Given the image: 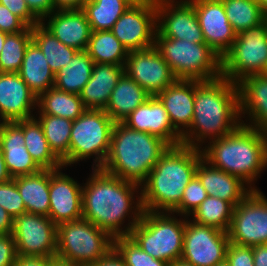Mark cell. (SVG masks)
Masks as SVG:
<instances>
[{"instance_id": "cell-1", "label": "cell", "mask_w": 267, "mask_h": 266, "mask_svg": "<svg viewBox=\"0 0 267 266\" xmlns=\"http://www.w3.org/2000/svg\"><path fill=\"white\" fill-rule=\"evenodd\" d=\"M139 186L101 169H93V174L82 189V218L108 232L113 238L129 236L143 213L141 196H136L137 202L133 200L134 192H139L136 191ZM128 212L134 216L132 222L122 230L124 218L127 215L130 217Z\"/></svg>"}, {"instance_id": "cell-2", "label": "cell", "mask_w": 267, "mask_h": 266, "mask_svg": "<svg viewBox=\"0 0 267 266\" xmlns=\"http://www.w3.org/2000/svg\"><path fill=\"white\" fill-rule=\"evenodd\" d=\"M240 118L236 83L224 77L194 80V114L190 128L181 137V144L201 149L198 143L207 137L212 141L233 132L244 122Z\"/></svg>"}, {"instance_id": "cell-3", "label": "cell", "mask_w": 267, "mask_h": 266, "mask_svg": "<svg viewBox=\"0 0 267 266\" xmlns=\"http://www.w3.org/2000/svg\"><path fill=\"white\" fill-rule=\"evenodd\" d=\"M202 158L201 149L169 146L140 186L143 211L173 212Z\"/></svg>"}, {"instance_id": "cell-4", "label": "cell", "mask_w": 267, "mask_h": 266, "mask_svg": "<svg viewBox=\"0 0 267 266\" xmlns=\"http://www.w3.org/2000/svg\"><path fill=\"white\" fill-rule=\"evenodd\" d=\"M201 152L208 164L239 177L256 190L252 182L267 168V134L241 124L230 134L210 141Z\"/></svg>"}, {"instance_id": "cell-5", "label": "cell", "mask_w": 267, "mask_h": 266, "mask_svg": "<svg viewBox=\"0 0 267 266\" xmlns=\"http://www.w3.org/2000/svg\"><path fill=\"white\" fill-rule=\"evenodd\" d=\"M169 145L159 137L116 122L110 150L101 170L141 185Z\"/></svg>"}, {"instance_id": "cell-6", "label": "cell", "mask_w": 267, "mask_h": 266, "mask_svg": "<svg viewBox=\"0 0 267 266\" xmlns=\"http://www.w3.org/2000/svg\"><path fill=\"white\" fill-rule=\"evenodd\" d=\"M155 47L178 79L211 81L222 77V58L206 43L167 38L156 30Z\"/></svg>"}, {"instance_id": "cell-7", "label": "cell", "mask_w": 267, "mask_h": 266, "mask_svg": "<svg viewBox=\"0 0 267 266\" xmlns=\"http://www.w3.org/2000/svg\"><path fill=\"white\" fill-rule=\"evenodd\" d=\"M168 213V214H167ZM172 212L143 211L129 237L147 254L169 264L181 259L186 218L172 217Z\"/></svg>"}, {"instance_id": "cell-8", "label": "cell", "mask_w": 267, "mask_h": 266, "mask_svg": "<svg viewBox=\"0 0 267 266\" xmlns=\"http://www.w3.org/2000/svg\"><path fill=\"white\" fill-rule=\"evenodd\" d=\"M114 248V238L91 222L80 219L57 225L56 257L89 266Z\"/></svg>"}, {"instance_id": "cell-9", "label": "cell", "mask_w": 267, "mask_h": 266, "mask_svg": "<svg viewBox=\"0 0 267 266\" xmlns=\"http://www.w3.org/2000/svg\"><path fill=\"white\" fill-rule=\"evenodd\" d=\"M114 124L115 122L104 110H86L73 120L69 165L95 155L93 169H101L110 150Z\"/></svg>"}, {"instance_id": "cell-10", "label": "cell", "mask_w": 267, "mask_h": 266, "mask_svg": "<svg viewBox=\"0 0 267 266\" xmlns=\"http://www.w3.org/2000/svg\"><path fill=\"white\" fill-rule=\"evenodd\" d=\"M267 64V21L237 34L222 57V77L238 83L244 77L261 74Z\"/></svg>"}, {"instance_id": "cell-11", "label": "cell", "mask_w": 267, "mask_h": 266, "mask_svg": "<svg viewBox=\"0 0 267 266\" xmlns=\"http://www.w3.org/2000/svg\"><path fill=\"white\" fill-rule=\"evenodd\" d=\"M252 190L234 207L227 231L230 243L253 247L267 244V198Z\"/></svg>"}, {"instance_id": "cell-12", "label": "cell", "mask_w": 267, "mask_h": 266, "mask_svg": "<svg viewBox=\"0 0 267 266\" xmlns=\"http://www.w3.org/2000/svg\"><path fill=\"white\" fill-rule=\"evenodd\" d=\"M227 232L186 220L181 259L194 266H215L226 260Z\"/></svg>"}, {"instance_id": "cell-13", "label": "cell", "mask_w": 267, "mask_h": 266, "mask_svg": "<svg viewBox=\"0 0 267 266\" xmlns=\"http://www.w3.org/2000/svg\"><path fill=\"white\" fill-rule=\"evenodd\" d=\"M12 236L17 254L56 257L57 225L48 216L28 212L17 216Z\"/></svg>"}, {"instance_id": "cell-14", "label": "cell", "mask_w": 267, "mask_h": 266, "mask_svg": "<svg viewBox=\"0 0 267 266\" xmlns=\"http://www.w3.org/2000/svg\"><path fill=\"white\" fill-rule=\"evenodd\" d=\"M156 30V0H147L129 6L110 31L130 52L155 46Z\"/></svg>"}, {"instance_id": "cell-15", "label": "cell", "mask_w": 267, "mask_h": 266, "mask_svg": "<svg viewBox=\"0 0 267 266\" xmlns=\"http://www.w3.org/2000/svg\"><path fill=\"white\" fill-rule=\"evenodd\" d=\"M124 73L151 96H157L178 79L155 46L130 51Z\"/></svg>"}, {"instance_id": "cell-16", "label": "cell", "mask_w": 267, "mask_h": 266, "mask_svg": "<svg viewBox=\"0 0 267 266\" xmlns=\"http://www.w3.org/2000/svg\"><path fill=\"white\" fill-rule=\"evenodd\" d=\"M156 27L167 38L205 43L194 6L188 0H156Z\"/></svg>"}, {"instance_id": "cell-17", "label": "cell", "mask_w": 267, "mask_h": 266, "mask_svg": "<svg viewBox=\"0 0 267 266\" xmlns=\"http://www.w3.org/2000/svg\"><path fill=\"white\" fill-rule=\"evenodd\" d=\"M188 1L194 6L205 43L222 58L237 37L227 19L222 0Z\"/></svg>"}, {"instance_id": "cell-18", "label": "cell", "mask_w": 267, "mask_h": 266, "mask_svg": "<svg viewBox=\"0 0 267 266\" xmlns=\"http://www.w3.org/2000/svg\"><path fill=\"white\" fill-rule=\"evenodd\" d=\"M50 170V209L48 217L56 224L82 219V189L73 178Z\"/></svg>"}, {"instance_id": "cell-19", "label": "cell", "mask_w": 267, "mask_h": 266, "mask_svg": "<svg viewBox=\"0 0 267 266\" xmlns=\"http://www.w3.org/2000/svg\"><path fill=\"white\" fill-rule=\"evenodd\" d=\"M123 123L131 129L159 137L169 146L181 144L182 136L173 128L168 112L157 96H151L137 107Z\"/></svg>"}, {"instance_id": "cell-20", "label": "cell", "mask_w": 267, "mask_h": 266, "mask_svg": "<svg viewBox=\"0 0 267 266\" xmlns=\"http://www.w3.org/2000/svg\"><path fill=\"white\" fill-rule=\"evenodd\" d=\"M0 147L12 178L36 174L42 170L25 147L23 120L0 122Z\"/></svg>"}, {"instance_id": "cell-21", "label": "cell", "mask_w": 267, "mask_h": 266, "mask_svg": "<svg viewBox=\"0 0 267 266\" xmlns=\"http://www.w3.org/2000/svg\"><path fill=\"white\" fill-rule=\"evenodd\" d=\"M37 99L18 73H0V119L2 122L33 118L31 110L36 108Z\"/></svg>"}, {"instance_id": "cell-22", "label": "cell", "mask_w": 267, "mask_h": 266, "mask_svg": "<svg viewBox=\"0 0 267 266\" xmlns=\"http://www.w3.org/2000/svg\"><path fill=\"white\" fill-rule=\"evenodd\" d=\"M45 18L49 20L42 25L61 43L77 51L87 49L92 30L82 9L55 10Z\"/></svg>"}, {"instance_id": "cell-23", "label": "cell", "mask_w": 267, "mask_h": 266, "mask_svg": "<svg viewBox=\"0 0 267 266\" xmlns=\"http://www.w3.org/2000/svg\"><path fill=\"white\" fill-rule=\"evenodd\" d=\"M157 97L168 112L173 128L183 136L190 128L194 114V80L177 79Z\"/></svg>"}, {"instance_id": "cell-24", "label": "cell", "mask_w": 267, "mask_h": 266, "mask_svg": "<svg viewBox=\"0 0 267 266\" xmlns=\"http://www.w3.org/2000/svg\"><path fill=\"white\" fill-rule=\"evenodd\" d=\"M237 85L240 115L246 113L251 118V124H242L267 134V77L261 74L250 75L244 77Z\"/></svg>"}, {"instance_id": "cell-25", "label": "cell", "mask_w": 267, "mask_h": 266, "mask_svg": "<svg viewBox=\"0 0 267 266\" xmlns=\"http://www.w3.org/2000/svg\"><path fill=\"white\" fill-rule=\"evenodd\" d=\"M196 176L207 195L228 201L234 207L252 191L239 177L211 166L203 158L198 163Z\"/></svg>"}, {"instance_id": "cell-26", "label": "cell", "mask_w": 267, "mask_h": 266, "mask_svg": "<svg viewBox=\"0 0 267 266\" xmlns=\"http://www.w3.org/2000/svg\"><path fill=\"white\" fill-rule=\"evenodd\" d=\"M123 74L124 65L94 63L91 78L79 94L85 109L104 110Z\"/></svg>"}, {"instance_id": "cell-27", "label": "cell", "mask_w": 267, "mask_h": 266, "mask_svg": "<svg viewBox=\"0 0 267 266\" xmlns=\"http://www.w3.org/2000/svg\"><path fill=\"white\" fill-rule=\"evenodd\" d=\"M151 95L125 73L112 90L104 111L116 122H123L137 107Z\"/></svg>"}, {"instance_id": "cell-28", "label": "cell", "mask_w": 267, "mask_h": 266, "mask_svg": "<svg viewBox=\"0 0 267 266\" xmlns=\"http://www.w3.org/2000/svg\"><path fill=\"white\" fill-rule=\"evenodd\" d=\"M17 73L37 98L54 87L55 74L33 40L27 46L22 66Z\"/></svg>"}, {"instance_id": "cell-29", "label": "cell", "mask_w": 267, "mask_h": 266, "mask_svg": "<svg viewBox=\"0 0 267 266\" xmlns=\"http://www.w3.org/2000/svg\"><path fill=\"white\" fill-rule=\"evenodd\" d=\"M26 212L48 216L50 209V170L15 178Z\"/></svg>"}, {"instance_id": "cell-30", "label": "cell", "mask_w": 267, "mask_h": 266, "mask_svg": "<svg viewBox=\"0 0 267 266\" xmlns=\"http://www.w3.org/2000/svg\"><path fill=\"white\" fill-rule=\"evenodd\" d=\"M24 144L42 170L62 169V161L50 149L42 125L33 117L23 120Z\"/></svg>"}, {"instance_id": "cell-31", "label": "cell", "mask_w": 267, "mask_h": 266, "mask_svg": "<svg viewBox=\"0 0 267 266\" xmlns=\"http://www.w3.org/2000/svg\"><path fill=\"white\" fill-rule=\"evenodd\" d=\"M94 61L86 50L77 51L70 62L55 74L54 87L58 90L80 94L90 80Z\"/></svg>"}, {"instance_id": "cell-32", "label": "cell", "mask_w": 267, "mask_h": 266, "mask_svg": "<svg viewBox=\"0 0 267 266\" xmlns=\"http://www.w3.org/2000/svg\"><path fill=\"white\" fill-rule=\"evenodd\" d=\"M37 106L40 108V114L59 116L71 120H75L86 111L78 94L61 91L55 87L50 88L38 97Z\"/></svg>"}, {"instance_id": "cell-33", "label": "cell", "mask_w": 267, "mask_h": 266, "mask_svg": "<svg viewBox=\"0 0 267 266\" xmlns=\"http://www.w3.org/2000/svg\"><path fill=\"white\" fill-rule=\"evenodd\" d=\"M98 64L124 65L128 51L110 30L92 31L86 49Z\"/></svg>"}, {"instance_id": "cell-34", "label": "cell", "mask_w": 267, "mask_h": 266, "mask_svg": "<svg viewBox=\"0 0 267 266\" xmlns=\"http://www.w3.org/2000/svg\"><path fill=\"white\" fill-rule=\"evenodd\" d=\"M32 40L43 52L54 74L64 68L77 52L75 48L61 43L41 22L32 27Z\"/></svg>"}, {"instance_id": "cell-35", "label": "cell", "mask_w": 267, "mask_h": 266, "mask_svg": "<svg viewBox=\"0 0 267 266\" xmlns=\"http://www.w3.org/2000/svg\"><path fill=\"white\" fill-rule=\"evenodd\" d=\"M44 135L53 153L62 161L63 167L69 165V144L73 120L48 114H39Z\"/></svg>"}, {"instance_id": "cell-36", "label": "cell", "mask_w": 267, "mask_h": 266, "mask_svg": "<svg viewBox=\"0 0 267 266\" xmlns=\"http://www.w3.org/2000/svg\"><path fill=\"white\" fill-rule=\"evenodd\" d=\"M130 5L125 0H87L82 8L92 31L111 30Z\"/></svg>"}, {"instance_id": "cell-37", "label": "cell", "mask_w": 267, "mask_h": 266, "mask_svg": "<svg viewBox=\"0 0 267 266\" xmlns=\"http://www.w3.org/2000/svg\"><path fill=\"white\" fill-rule=\"evenodd\" d=\"M233 211L234 206L230 202L208 195L191 214L193 216L192 221L227 232Z\"/></svg>"}, {"instance_id": "cell-38", "label": "cell", "mask_w": 267, "mask_h": 266, "mask_svg": "<svg viewBox=\"0 0 267 266\" xmlns=\"http://www.w3.org/2000/svg\"><path fill=\"white\" fill-rule=\"evenodd\" d=\"M229 23L238 34L265 20V11L255 0H222Z\"/></svg>"}, {"instance_id": "cell-39", "label": "cell", "mask_w": 267, "mask_h": 266, "mask_svg": "<svg viewBox=\"0 0 267 266\" xmlns=\"http://www.w3.org/2000/svg\"><path fill=\"white\" fill-rule=\"evenodd\" d=\"M32 40V27L7 34L0 53V73H17L22 66L28 44Z\"/></svg>"}, {"instance_id": "cell-40", "label": "cell", "mask_w": 267, "mask_h": 266, "mask_svg": "<svg viewBox=\"0 0 267 266\" xmlns=\"http://www.w3.org/2000/svg\"><path fill=\"white\" fill-rule=\"evenodd\" d=\"M114 249L124 259L126 266H170L144 252L129 236L115 237Z\"/></svg>"}, {"instance_id": "cell-41", "label": "cell", "mask_w": 267, "mask_h": 266, "mask_svg": "<svg viewBox=\"0 0 267 266\" xmlns=\"http://www.w3.org/2000/svg\"><path fill=\"white\" fill-rule=\"evenodd\" d=\"M207 196L205 188L202 186L199 178L195 175L186 186L179 206L172 213L188 217L199 207Z\"/></svg>"}, {"instance_id": "cell-42", "label": "cell", "mask_w": 267, "mask_h": 266, "mask_svg": "<svg viewBox=\"0 0 267 266\" xmlns=\"http://www.w3.org/2000/svg\"><path fill=\"white\" fill-rule=\"evenodd\" d=\"M0 206L13 218L26 213L24 201L19 194L15 178L8 182L0 183Z\"/></svg>"}, {"instance_id": "cell-43", "label": "cell", "mask_w": 267, "mask_h": 266, "mask_svg": "<svg viewBox=\"0 0 267 266\" xmlns=\"http://www.w3.org/2000/svg\"><path fill=\"white\" fill-rule=\"evenodd\" d=\"M226 260L230 266H254L252 247L229 243Z\"/></svg>"}, {"instance_id": "cell-44", "label": "cell", "mask_w": 267, "mask_h": 266, "mask_svg": "<svg viewBox=\"0 0 267 266\" xmlns=\"http://www.w3.org/2000/svg\"><path fill=\"white\" fill-rule=\"evenodd\" d=\"M7 9L18 16L28 27L39 24L40 21L31 13L25 0H0Z\"/></svg>"}, {"instance_id": "cell-45", "label": "cell", "mask_w": 267, "mask_h": 266, "mask_svg": "<svg viewBox=\"0 0 267 266\" xmlns=\"http://www.w3.org/2000/svg\"><path fill=\"white\" fill-rule=\"evenodd\" d=\"M27 25L0 3V31L13 34L23 31Z\"/></svg>"}, {"instance_id": "cell-46", "label": "cell", "mask_w": 267, "mask_h": 266, "mask_svg": "<svg viewBox=\"0 0 267 266\" xmlns=\"http://www.w3.org/2000/svg\"><path fill=\"white\" fill-rule=\"evenodd\" d=\"M17 257L12 234H0V266H13Z\"/></svg>"}, {"instance_id": "cell-47", "label": "cell", "mask_w": 267, "mask_h": 266, "mask_svg": "<svg viewBox=\"0 0 267 266\" xmlns=\"http://www.w3.org/2000/svg\"><path fill=\"white\" fill-rule=\"evenodd\" d=\"M31 13L40 21H44L56 9L52 0H25Z\"/></svg>"}, {"instance_id": "cell-48", "label": "cell", "mask_w": 267, "mask_h": 266, "mask_svg": "<svg viewBox=\"0 0 267 266\" xmlns=\"http://www.w3.org/2000/svg\"><path fill=\"white\" fill-rule=\"evenodd\" d=\"M53 257L17 254L13 266H49Z\"/></svg>"}, {"instance_id": "cell-49", "label": "cell", "mask_w": 267, "mask_h": 266, "mask_svg": "<svg viewBox=\"0 0 267 266\" xmlns=\"http://www.w3.org/2000/svg\"><path fill=\"white\" fill-rule=\"evenodd\" d=\"M89 266H126L124 259L113 248L105 257Z\"/></svg>"}, {"instance_id": "cell-50", "label": "cell", "mask_w": 267, "mask_h": 266, "mask_svg": "<svg viewBox=\"0 0 267 266\" xmlns=\"http://www.w3.org/2000/svg\"><path fill=\"white\" fill-rule=\"evenodd\" d=\"M14 218L0 206V234H12Z\"/></svg>"}, {"instance_id": "cell-51", "label": "cell", "mask_w": 267, "mask_h": 266, "mask_svg": "<svg viewBox=\"0 0 267 266\" xmlns=\"http://www.w3.org/2000/svg\"><path fill=\"white\" fill-rule=\"evenodd\" d=\"M254 266H267V244L252 247Z\"/></svg>"}, {"instance_id": "cell-52", "label": "cell", "mask_w": 267, "mask_h": 266, "mask_svg": "<svg viewBox=\"0 0 267 266\" xmlns=\"http://www.w3.org/2000/svg\"><path fill=\"white\" fill-rule=\"evenodd\" d=\"M87 0H52L56 10L82 9Z\"/></svg>"}, {"instance_id": "cell-53", "label": "cell", "mask_w": 267, "mask_h": 266, "mask_svg": "<svg viewBox=\"0 0 267 266\" xmlns=\"http://www.w3.org/2000/svg\"><path fill=\"white\" fill-rule=\"evenodd\" d=\"M11 179L12 177L10 176L7 170L6 163L4 161L3 152L0 147V183L8 182Z\"/></svg>"}, {"instance_id": "cell-54", "label": "cell", "mask_w": 267, "mask_h": 266, "mask_svg": "<svg viewBox=\"0 0 267 266\" xmlns=\"http://www.w3.org/2000/svg\"><path fill=\"white\" fill-rule=\"evenodd\" d=\"M49 266H83V265L75 264L71 261H66L58 257H53Z\"/></svg>"}, {"instance_id": "cell-55", "label": "cell", "mask_w": 267, "mask_h": 266, "mask_svg": "<svg viewBox=\"0 0 267 266\" xmlns=\"http://www.w3.org/2000/svg\"><path fill=\"white\" fill-rule=\"evenodd\" d=\"M170 266H194L193 264H190L182 259H178L172 263H170Z\"/></svg>"}, {"instance_id": "cell-56", "label": "cell", "mask_w": 267, "mask_h": 266, "mask_svg": "<svg viewBox=\"0 0 267 266\" xmlns=\"http://www.w3.org/2000/svg\"><path fill=\"white\" fill-rule=\"evenodd\" d=\"M7 33L0 31V53L6 40Z\"/></svg>"}, {"instance_id": "cell-57", "label": "cell", "mask_w": 267, "mask_h": 266, "mask_svg": "<svg viewBox=\"0 0 267 266\" xmlns=\"http://www.w3.org/2000/svg\"><path fill=\"white\" fill-rule=\"evenodd\" d=\"M130 6L132 5H139L142 4L144 2H146L147 0H125Z\"/></svg>"}, {"instance_id": "cell-58", "label": "cell", "mask_w": 267, "mask_h": 266, "mask_svg": "<svg viewBox=\"0 0 267 266\" xmlns=\"http://www.w3.org/2000/svg\"><path fill=\"white\" fill-rule=\"evenodd\" d=\"M260 7L266 12L267 11V0H255Z\"/></svg>"}, {"instance_id": "cell-59", "label": "cell", "mask_w": 267, "mask_h": 266, "mask_svg": "<svg viewBox=\"0 0 267 266\" xmlns=\"http://www.w3.org/2000/svg\"><path fill=\"white\" fill-rule=\"evenodd\" d=\"M215 266H230V264L227 262V260L221 262V263H218L217 265Z\"/></svg>"}, {"instance_id": "cell-60", "label": "cell", "mask_w": 267, "mask_h": 266, "mask_svg": "<svg viewBox=\"0 0 267 266\" xmlns=\"http://www.w3.org/2000/svg\"><path fill=\"white\" fill-rule=\"evenodd\" d=\"M261 75H263L264 77H267V64H266L264 70L262 71Z\"/></svg>"}, {"instance_id": "cell-61", "label": "cell", "mask_w": 267, "mask_h": 266, "mask_svg": "<svg viewBox=\"0 0 267 266\" xmlns=\"http://www.w3.org/2000/svg\"><path fill=\"white\" fill-rule=\"evenodd\" d=\"M265 20L267 21V11L265 12Z\"/></svg>"}]
</instances>
